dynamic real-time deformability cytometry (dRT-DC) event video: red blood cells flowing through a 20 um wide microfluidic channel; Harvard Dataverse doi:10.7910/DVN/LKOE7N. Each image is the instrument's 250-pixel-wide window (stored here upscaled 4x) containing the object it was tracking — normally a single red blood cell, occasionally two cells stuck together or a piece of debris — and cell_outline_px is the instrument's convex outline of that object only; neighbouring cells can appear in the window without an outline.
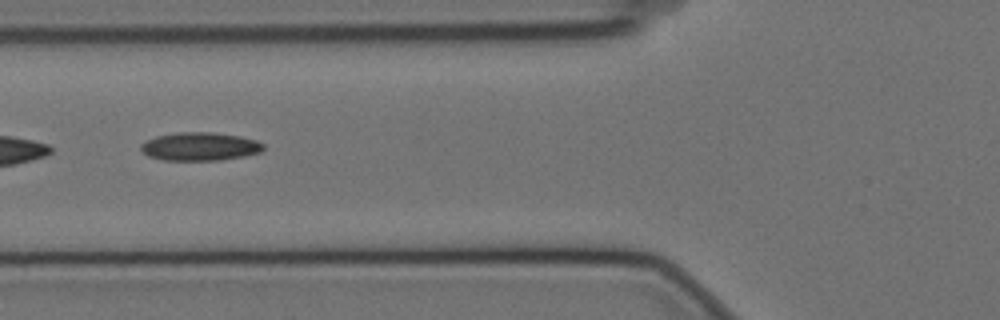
{"species": "Egyptian fruit bat (a non-hibernating species)", "species_latin": "Rousettus aegyptiacus", "temperature_condition": "cold", "stored_images_in_passage": 6, "camera_frame_rate_fps": 3000, "um_per_image_px": 0.085, "animal": {"sex": "female"}, "frame": {"image": 1, "passage_image": 4, "time_ms": 1.0, "image_size_px": [1000, 320], "cell_outline_px": [[264, 148], [260, 152], [244, 156], [220, 160], [164, 160], [148, 156], [140, 148], [140, 144], [144, 140], [156, 136], [180, 132], [212, 132], [240, 136], [256, 140], [264, 144]], "centroid_in_image_um": [16.98, 12.45], "position_along_channel_um": 108.8, "area_um2": 20.23}}